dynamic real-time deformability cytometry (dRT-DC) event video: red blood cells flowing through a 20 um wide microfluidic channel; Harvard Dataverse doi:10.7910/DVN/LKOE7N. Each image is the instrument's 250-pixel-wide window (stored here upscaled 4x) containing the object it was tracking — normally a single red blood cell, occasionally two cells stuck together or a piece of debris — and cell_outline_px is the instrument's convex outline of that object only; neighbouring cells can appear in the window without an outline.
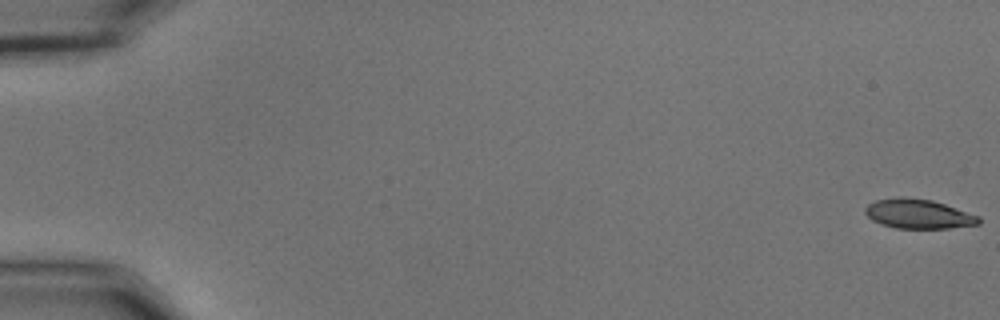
{"species": "common noctule bat (a hibernating species)", "species_latin": "Nyctalus noctula", "temperature_condition": "cold", "stored_images_in_passage": 11, "camera_frame_rate_fps": 3000, "um_per_image_px": 0.085, "animal": {"sex": "male", "body_mass_g": 15.6}, "frame": {"image": 1, "passage_image": 1, "time_ms": 0.0, "image_size_px": [1000, 320], "cell_outline_px": [[980, 224], [948, 228], [896, 228], [880, 224], [872, 220], [864, 212], [864, 208], [868, 204], [876, 200], [932, 200], [980, 216]], "centroid_in_image_um": [78.1, 18.23], "position_along_channel_um": 6.9, "area_um2": 18.67}}